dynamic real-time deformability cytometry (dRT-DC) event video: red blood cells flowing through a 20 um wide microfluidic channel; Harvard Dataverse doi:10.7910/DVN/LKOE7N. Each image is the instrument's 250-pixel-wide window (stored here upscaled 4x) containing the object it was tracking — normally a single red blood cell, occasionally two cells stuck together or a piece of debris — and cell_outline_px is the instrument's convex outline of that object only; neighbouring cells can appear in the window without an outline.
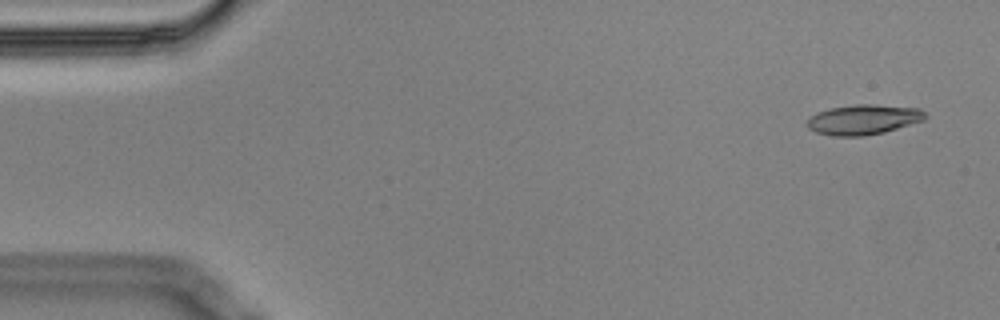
{"species": "Egyptian fruit bat (a non-hibernating species)", "species_latin": "Rousettus aegyptiacus", "temperature_condition": "cold", "stored_images_in_passage": 6, "camera_frame_rate_fps": 3000, "um_per_image_px": 0.085, "animal": {"sex": "male"}, "frame": {"image": 1, "passage_image": 1, "time_ms": 0.0, "image_size_px": [1000, 320], "cell_outline_px": [[928, 116], [924, 120], [884, 132], [864, 136], [832, 136], [816, 132], [808, 128], [804, 124], [816, 112], [828, 108], [856, 104], [872, 104], [920, 108]], "centroid_in_image_um": [73.37, 10.16], "position_along_channel_um": 11.6, "area_um2": 20.81}}
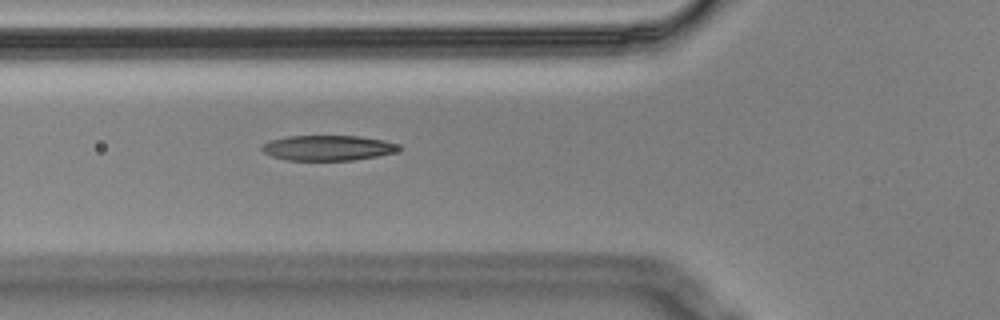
{"frame": {"image": 2, "passage_image": 6, "time_ms": 1.667, "image_size_px": [1000, 320], "cell_outline_px": [[400, 148], [392, 152], [376, 156], [352, 160], [288, 160], [272, 156], [264, 152], [260, 148], [264, 144], [272, 140], [288, 136], [360, 136], [384, 140], [400, 144]], "centroid_in_image_um": [27.87, 12.56], "position_along_channel_um": 97.9, "area_um2": 19.88}}